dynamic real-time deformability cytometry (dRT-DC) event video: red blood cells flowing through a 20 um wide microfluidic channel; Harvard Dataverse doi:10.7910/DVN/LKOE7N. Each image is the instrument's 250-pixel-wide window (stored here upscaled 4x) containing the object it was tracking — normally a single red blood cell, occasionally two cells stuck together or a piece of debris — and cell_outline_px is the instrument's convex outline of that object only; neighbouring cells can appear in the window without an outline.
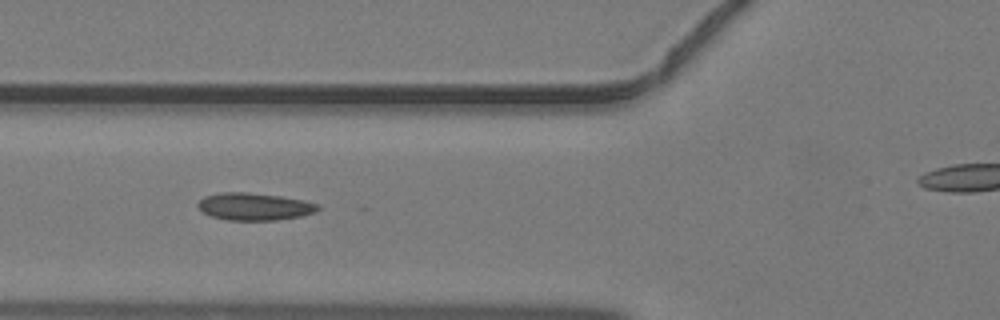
{"species": "common noctule bat (a hibernating species)", "species_latin": "Nyctalus noctula", "temperature_condition": "warm", "stored_images_in_passage": 38, "camera_frame_rate_fps": 3000, "um_per_image_px": 0.085, "animal": {"sex": "male", "body_mass_g": 19.2, "forearm_length_mm": 51.8}, "frame": {"image": 1, "passage_image": 15, "time_ms": 4.667, "image_size_px": [1000, 320], "cell_outline_px": [[320, 208], [312, 212], [300, 216], [276, 220], [228, 220], [212, 216], [204, 212], [196, 204], [204, 196], [220, 192], [248, 192], [280, 196], [304, 200], [320, 204]], "centroid_in_image_um": [21.62, 17.54], "position_along_channel_um": 104.2, "area_um2": 19.02}}
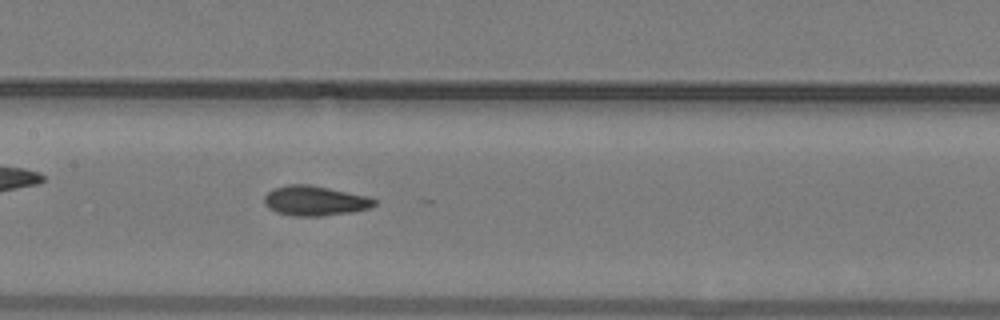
{"frame": {"image": 2, "passage_image": 20, "time_ms": 6.333, "image_size_px": [1000, 320], "cell_outline_px": [[380, 200], [376, 204], [368, 208], [352, 212], [320, 216], [296, 216], [276, 212], [268, 208], [264, 204], [264, 196], [272, 188], [288, 184], [304, 184], [328, 188], [368, 196]], "centroid_in_image_um": [26.76, 17.06], "position_along_channel_um": 180.6, "area_um2": 19.19}}
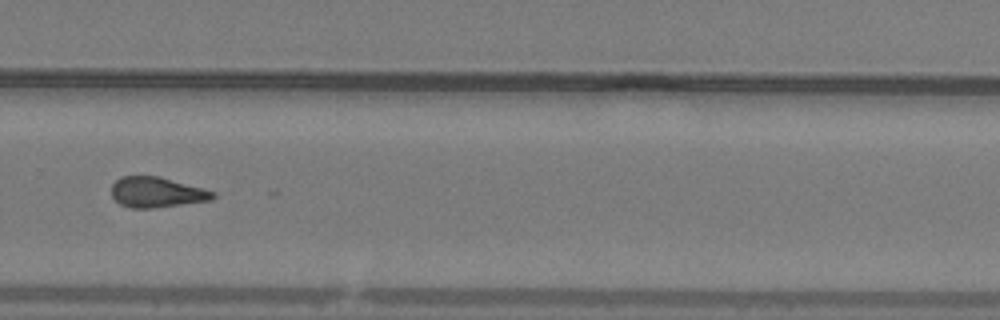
{"frame": {"image": 3, "passage_image": 29, "time_ms": 9.333, "image_size_px": [1000, 320], "cell_outline_px": [[216, 196], [208, 200], [152, 208], [132, 208], [120, 204], [112, 196], [112, 184], [120, 176], [160, 176], [216, 192]], "centroid_in_image_um": [13.29, 16.33], "position_along_channel_um": 316.5, "area_um2": 17.74}}